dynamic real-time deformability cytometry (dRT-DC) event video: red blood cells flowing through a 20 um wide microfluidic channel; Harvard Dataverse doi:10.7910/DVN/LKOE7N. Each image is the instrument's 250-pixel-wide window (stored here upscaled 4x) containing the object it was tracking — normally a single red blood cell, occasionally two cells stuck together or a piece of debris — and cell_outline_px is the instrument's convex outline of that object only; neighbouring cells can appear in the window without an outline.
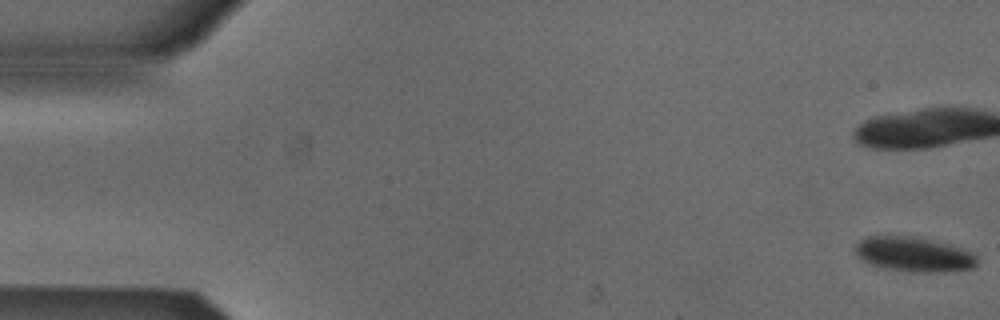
{"species": "Egyptian fruit bat (a non-hibernating species)", "species_latin": "Rousettus aegyptiacus", "temperature_condition": "cold", "stored_images_in_passage": 8, "camera_frame_rate_fps": 3000, "um_per_image_px": 0.085, "animal": {"sex": "male"}, "frame": {"image": 1, "passage_image": 1, "time_ms": 0.0, "image_size_px": [1000, 320], "cell_outline_px": [[976, 264], [972, 268], [944, 272], [908, 272], [884, 268], [872, 264], [856, 256], [856, 244], [860, 240], [868, 236], [908, 236], [948, 244], [976, 252]], "centroid_in_image_um": [77.69, 21.63], "position_along_channel_um": 7.3, "area_um2": 24.51}}